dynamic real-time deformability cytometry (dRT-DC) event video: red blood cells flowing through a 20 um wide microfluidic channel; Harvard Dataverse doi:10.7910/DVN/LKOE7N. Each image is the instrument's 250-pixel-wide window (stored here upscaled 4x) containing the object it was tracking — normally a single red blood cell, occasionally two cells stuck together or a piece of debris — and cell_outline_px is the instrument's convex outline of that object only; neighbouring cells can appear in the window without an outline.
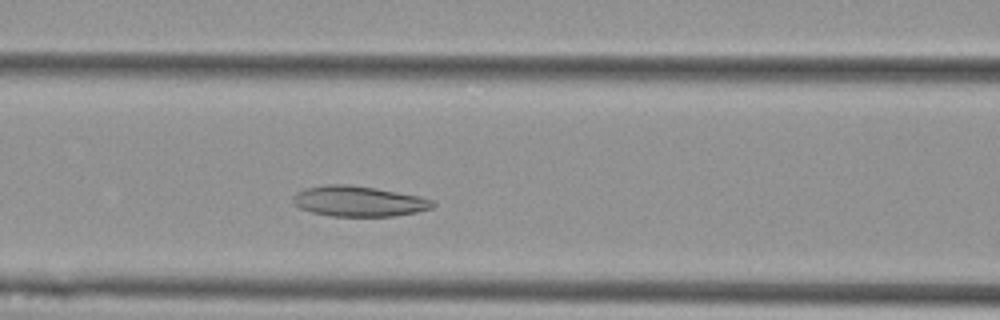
{"species": "Egyptian fruit bat (a non-hibernating species)", "species_latin": "Rousettus aegyptiacus", "temperature_condition": "cold", "stored_images_in_passage": 48, "camera_frame_rate_fps": 3000, "um_per_image_px": 0.085, "animal": {"sex": "female"}, "frame": {"image": 1, "passage_image": 14, "time_ms": 4.333, "image_size_px": [1000, 320], "cell_outline_px": [[436, 204], [432, 208], [416, 212], [392, 216], [332, 216], [312, 212], [300, 208], [292, 200], [296, 192], [304, 188], [328, 184], [348, 184], [376, 188], [420, 196], [432, 200]], "centroid_in_image_um": [30.49, 17.1], "position_along_channel_um": 136.1, "area_um2": 24.74}}
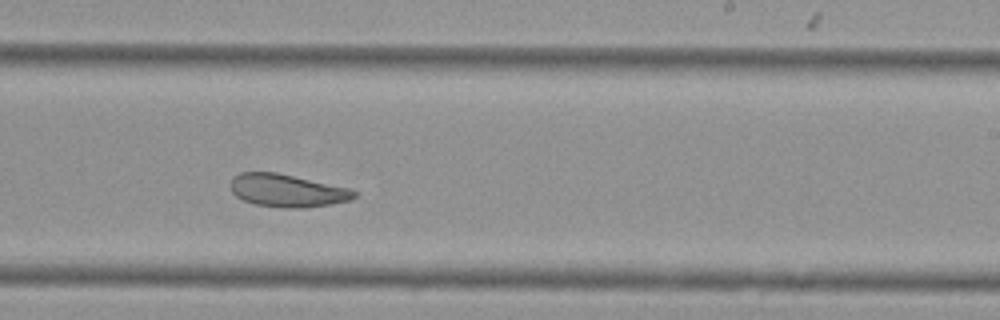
{"frame": {"image": 2, "passage_image": 25, "time_ms": 8.0, "image_size_px": [1000, 320], "cell_outline_px": [[356, 196], [352, 200], [304, 208], [284, 208], [256, 204], [244, 200], [236, 196], [232, 192], [232, 176], [240, 172], [276, 172], [348, 188], [356, 192]], "centroid_in_image_um": [24.39, 16.2], "position_along_channel_um": 264.6, "area_um2": 23.35}}
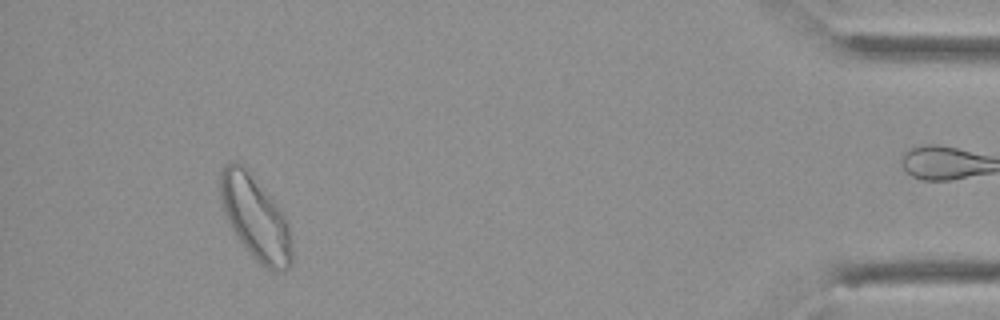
{"frame": {"image": 3, "passage_image": 43, "time_ms": 14.0, "image_size_px": [1000, 320], "cell_outline_px": [[292, 264], [284, 272], [272, 272], [260, 264], [252, 256], [236, 236], [228, 224], [220, 200], [220, 172], [224, 164], [236, 160], [248, 168], [276, 204], [288, 220], [292, 240]], "centroid_in_image_um": [21.71, 18.52], "position_along_channel_um": 413.5, "area_um2": 35.55}, "authors_computed_cell_mechanics": {"area_um2": 26.1545, "velocity_mm_per_s": 3.5293, "shape_relaxation_time_tau1_ms": 6.7548, "shape_relaxation_time_tau2_ms": 4.9534, "deformation_change_tau1": 0.132, "deformation_change_tau2": 0.1169}}